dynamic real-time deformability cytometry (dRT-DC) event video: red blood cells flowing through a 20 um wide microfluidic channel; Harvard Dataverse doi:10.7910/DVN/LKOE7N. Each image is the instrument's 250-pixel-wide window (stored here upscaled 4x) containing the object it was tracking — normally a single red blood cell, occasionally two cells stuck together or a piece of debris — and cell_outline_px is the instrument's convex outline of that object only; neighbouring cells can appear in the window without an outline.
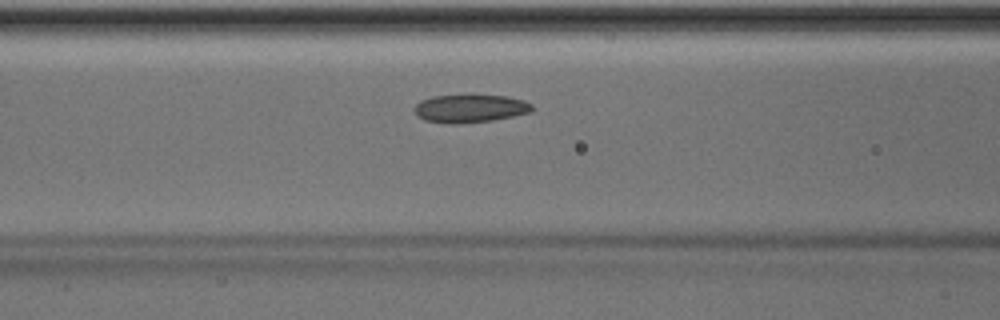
{"species": "Egyptian fruit bat (a non-hibernating species)", "species_latin": "Rousettus aegyptiacus", "temperature_condition": "room temperature", "stored_images_in_passage": 42, "camera_frame_rate_fps": 3000, "um_per_image_px": 0.085, "animal": {"sex": "male"}, "frame": {"image": 1, "passage_image": 12, "time_ms": 3.667, "image_size_px": [1000, 320], "cell_outline_px": [[532, 112], [492, 120], [452, 124], [448, 124], [424, 120], [416, 116], [412, 108], [420, 100], [432, 96], [508, 96], [524, 100], [532, 104]], "centroid_in_image_um": [39.91, 9.23], "position_along_channel_um": 126.7, "area_um2": 19.13}}
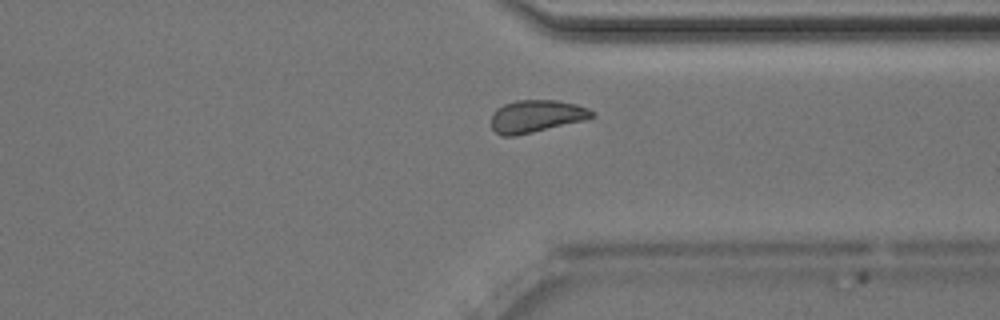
{"frame": {"image": 2, "passage_image": 30, "time_ms": 9.667, "image_size_px": [1000, 320], "cell_outline_px": [[596, 116], [584, 120], [516, 136], [504, 136], [496, 132], [492, 128], [492, 112], [496, 108], [504, 104], [516, 100], [556, 100], [576, 104], [588, 108], [596, 112]], "centroid_in_image_um": [45.59, 9.87], "position_along_channel_um": 365.8, "area_um2": 19.07}}
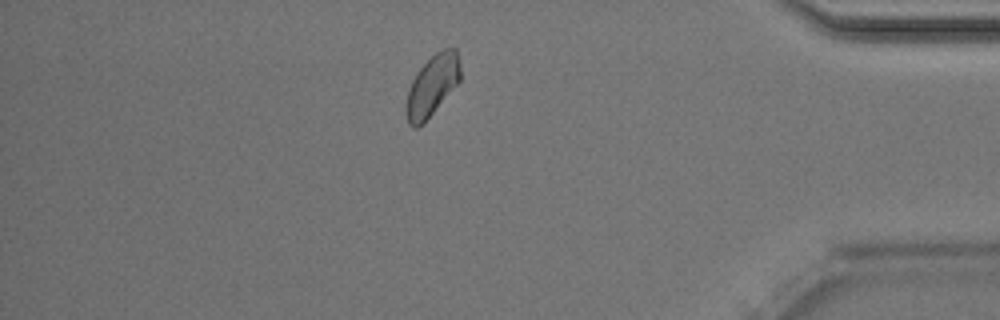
{"frame": {"image": 3, "passage_image": 35, "time_ms": 11.333, "image_size_px": [1000, 320], "cell_outline_px": [[460, 80], [424, 124], [416, 128], [412, 128], [408, 124], [404, 108], [408, 88], [416, 72], [436, 52], [444, 48], [456, 48], [460, 64]], "centroid_in_image_um": [36.7, 7.31], "position_along_channel_um": 398.5, "area_um2": 19.42}, "authors_computed_cell_mechanics": {"area_um2": 19.3341, "velocity_mm_per_s": 3.9789, "shape_relaxation_time_tau1_ms": 5.9322, "shape_relaxation_time_tau2_ms": 3.3974, "deformation_change_tau1": 0.0904, "deformation_change_tau2": 0.0629}}